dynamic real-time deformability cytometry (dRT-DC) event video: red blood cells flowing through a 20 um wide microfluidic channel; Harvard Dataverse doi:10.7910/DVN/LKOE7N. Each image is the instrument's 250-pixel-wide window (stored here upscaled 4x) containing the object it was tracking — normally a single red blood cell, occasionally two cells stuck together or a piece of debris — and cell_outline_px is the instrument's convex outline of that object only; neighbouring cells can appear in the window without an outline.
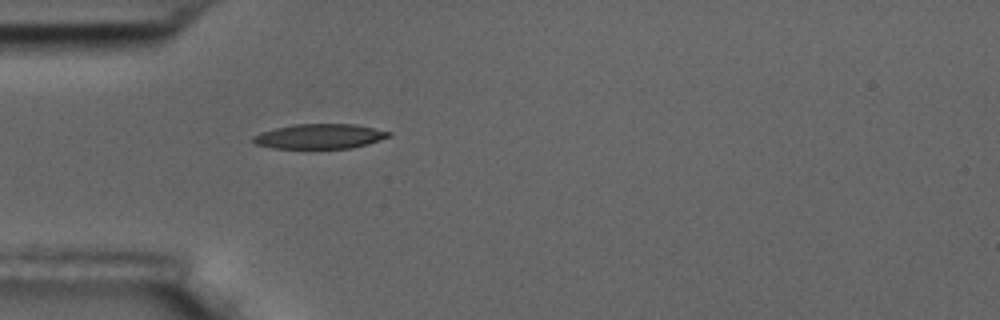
{"species": "common noctule bat (a hibernating species)", "species_latin": "Nyctalus noctula", "temperature_condition": "room temperature", "stored_images_in_passage": 1, "camera_frame_rate_fps": 3000, "um_per_image_px": 0.085, "animal": {"sex": "male", "body_mass_g": 17.5, "forearm_length_mm": 52.3}, "frame": {"image": 1, "passage_image": 1, "time_ms": 0.0, "image_size_px": [1000, 320], "cell_outline_px": [[392, 136], [368, 144], [352, 148], [272, 148], [256, 144], [252, 140], [252, 136], [260, 132], [292, 124], [356, 124], [392, 132]], "centroid_in_image_um": [27.19, 11.58], "position_along_channel_um": 57.8, "area_um2": 19.71}}